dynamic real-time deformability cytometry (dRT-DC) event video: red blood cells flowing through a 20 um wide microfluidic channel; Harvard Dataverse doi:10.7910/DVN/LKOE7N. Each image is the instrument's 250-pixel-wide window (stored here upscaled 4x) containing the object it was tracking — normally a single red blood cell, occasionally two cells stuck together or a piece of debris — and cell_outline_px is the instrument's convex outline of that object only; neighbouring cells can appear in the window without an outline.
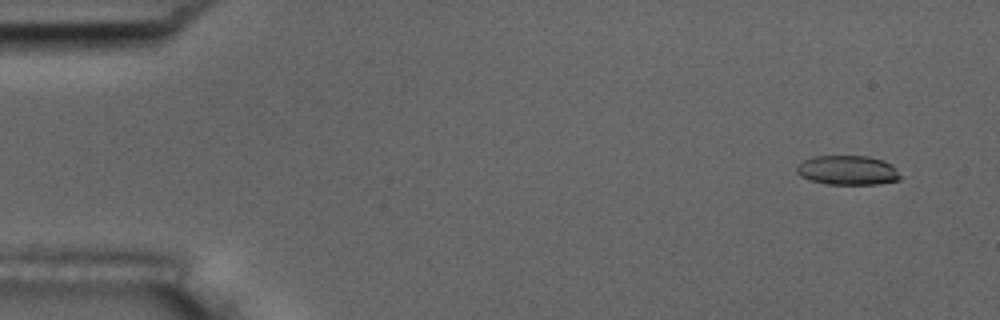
{"species": "common noctule bat (a hibernating species)", "species_latin": "Nyctalus noctula", "temperature_condition": "room temperature", "stored_images_in_passage": 4, "camera_frame_rate_fps": 3000, "um_per_image_px": 0.085, "animal": {"sex": "male", "body_mass_g": 17.5, "forearm_length_mm": 52.3}, "frame": {"image": 1, "passage_image": 1, "time_ms": 0.0, "image_size_px": [1000, 320], "cell_outline_px": [[900, 180], [876, 184], [828, 184], [808, 180], [800, 176], [796, 172], [796, 164], [804, 160], [816, 156], [868, 156], [884, 160], [892, 164], [900, 176]], "centroid_in_image_um": [72.02, 14.47], "position_along_channel_um": 13.0, "area_um2": 17.86}}
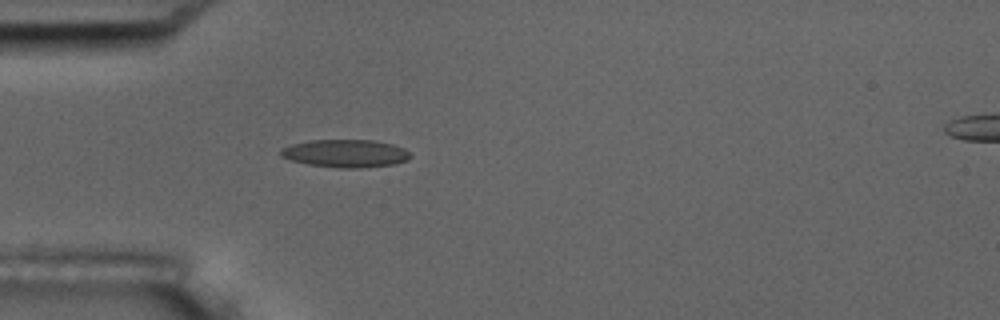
{"frame": {"image": 2, "passage_image": 4, "time_ms": 4.333, "image_size_px": [1000, 320], "cell_outline_px": [[412, 156], [408, 160], [396, 164], [360, 168], [340, 168], [308, 164], [292, 160], [280, 156], [280, 148], [292, 144], [308, 140], [372, 140], [392, 144], [404, 148]], "centroid_in_image_um": [29.37, 13.04], "position_along_channel_um": 55.6, "area_um2": 21.1}}